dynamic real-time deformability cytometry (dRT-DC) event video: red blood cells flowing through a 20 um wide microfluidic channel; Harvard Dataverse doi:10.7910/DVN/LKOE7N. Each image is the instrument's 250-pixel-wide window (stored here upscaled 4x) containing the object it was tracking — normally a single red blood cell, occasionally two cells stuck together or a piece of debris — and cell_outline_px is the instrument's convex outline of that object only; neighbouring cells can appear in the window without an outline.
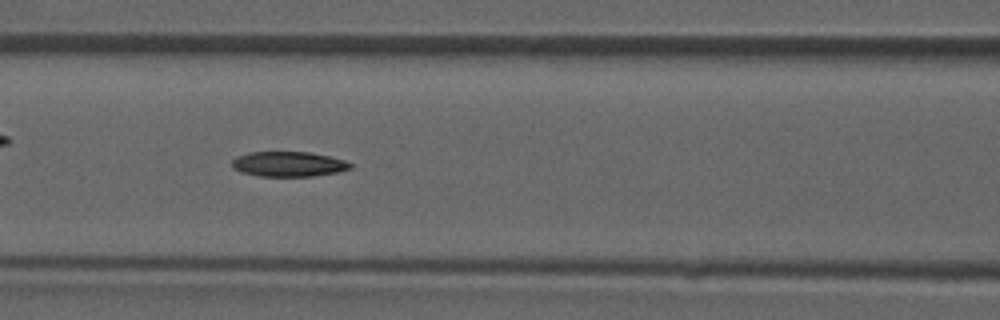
{"species": "common noctule bat (a hibernating species)", "species_latin": "Nyctalus noctula", "temperature_condition": "room temperature", "stored_images_in_passage": 48, "camera_frame_rate_fps": 3000, "um_per_image_px": 0.085, "animal": {"sex": "male", "forearm_length_mm": 52.5}, "frame": {"image": 1, "passage_image": 21, "time_ms": 6.667, "image_size_px": [1000, 320], "cell_outline_px": [[352, 168], [336, 172], [312, 176], [260, 176], [240, 172], [232, 168], [232, 160], [236, 156], [248, 152], [308, 152], [332, 156], [344, 160], [352, 164]], "centroid_in_image_um": [24.5, 13.94], "position_along_channel_um": 142.1, "area_um2": 17.34}}